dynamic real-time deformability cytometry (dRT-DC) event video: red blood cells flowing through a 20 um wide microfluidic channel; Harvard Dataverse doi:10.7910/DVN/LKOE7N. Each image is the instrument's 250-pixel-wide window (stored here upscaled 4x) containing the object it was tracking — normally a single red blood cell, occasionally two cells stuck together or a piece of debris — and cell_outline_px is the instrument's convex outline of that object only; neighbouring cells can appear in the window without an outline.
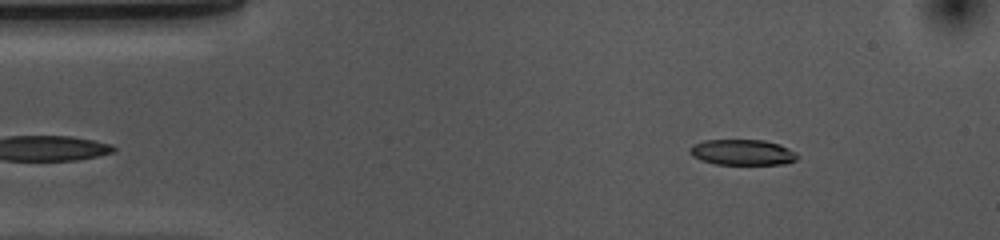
{"species": "common noctule bat (a hibernating species)", "species_latin": "Nyctalus noctula", "temperature_condition": "cold", "stored_images_in_passage": 48, "camera_frame_rate_fps": 3000, "um_per_image_px": 0.085, "animal": {"sex": "female", "body_mass_g": 10.0, "forearm_length_mm": 53.1}, "frame": {"image": 1, "passage_image": 2, "time_ms": 0.333, "image_size_px": [1000, 240], "cell_outline_px": [[800, 156], [796, 160], [784, 164], [716, 164], [700, 160], [692, 156], [688, 152], [688, 148], [692, 144], [704, 140], [764, 140], [780, 144], [796, 152]], "centroid_in_image_um": [63.09, 12.94], "position_along_channel_um": 21.9, "area_um2": 16.3}}
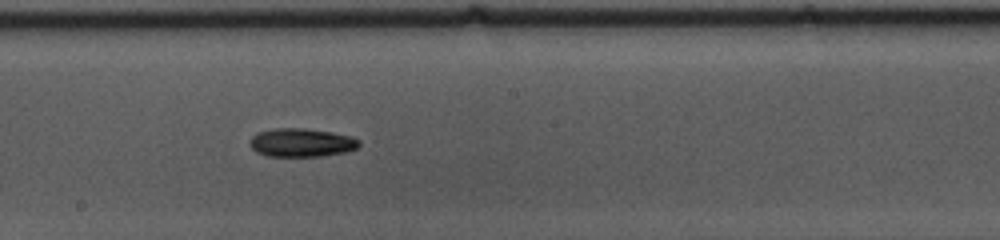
{"frame": {"image": 2, "passage_image": 23, "time_ms": 7.333, "image_size_px": [1000, 240], "cell_outline_px": [[360, 144], [356, 148], [344, 152], [320, 156], [268, 156], [256, 152], [252, 148], [252, 136], [256, 132], [276, 128], [304, 128], [332, 132], [352, 136], [360, 140]], "centroid_in_image_um": [25.64, 12.11], "position_along_channel_um": 222.6, "area_um2": 18.03}}
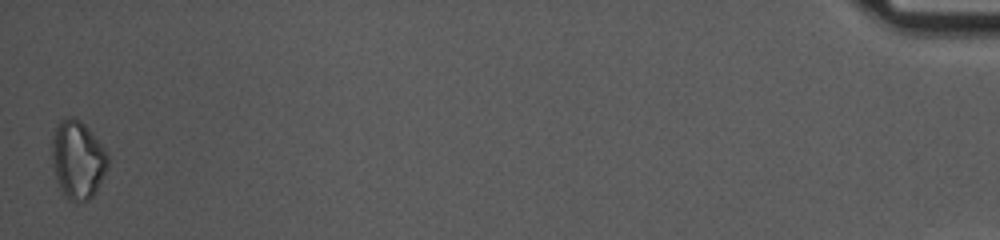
{"frame": {"image": 3, "passage_image": 48, "time_ms": 15.667, "image_size_px": [1000, 240], "cell_outline_px": [[108, 164], [96, 192], [88, 200], [68, 200], [64, 196], [60, 188], [52, 164], [52, 136], [60, 120], [68, 116], [72, 116], [80, 120], [88, 128], [104, 148], [108, 156]], "centroid_in_image_um": [6.59, 13.55], "position_along_channel_um": 428.6, "area_um2": 25.2}}